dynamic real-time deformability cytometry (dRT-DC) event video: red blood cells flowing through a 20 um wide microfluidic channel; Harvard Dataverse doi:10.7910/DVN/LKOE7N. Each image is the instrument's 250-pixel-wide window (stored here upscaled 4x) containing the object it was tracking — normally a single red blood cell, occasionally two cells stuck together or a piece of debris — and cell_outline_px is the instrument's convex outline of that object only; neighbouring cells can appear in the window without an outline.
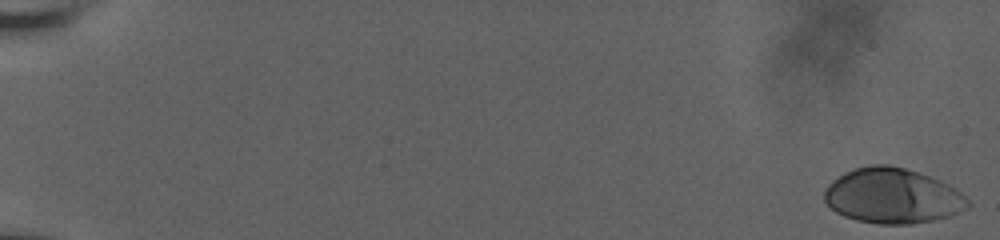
{"species": "human", "species_latin": "Homo sapiens", "temperature_condition": "room temperature", "stored_images_in_passage": 59, "camera_frame_rate_fps": 3000, "um_per_image_px": 0.085, "donor": {"sex": "male"}, "frame": {"image": 1, "passage_image": 1, "time_ms": 0.0, "image_size_px": [1000, 240], "cell_outline_px": [[972, 204], [968, 208], [960, 212], [948, 216], [932, 220], [912, 224], [880, 224], [856, 220], [844, 216], [836, 212], [824, 200], [824, 192], [828, 184], [832, 180], [844, 172], [868, 164], [888, 164], [920, 172], [940, 180], [956, 188]], "centroid_in_image_um": [75.87, 16.64], "position_along_channel_um": 9.1, "area_um2": 46.36}}
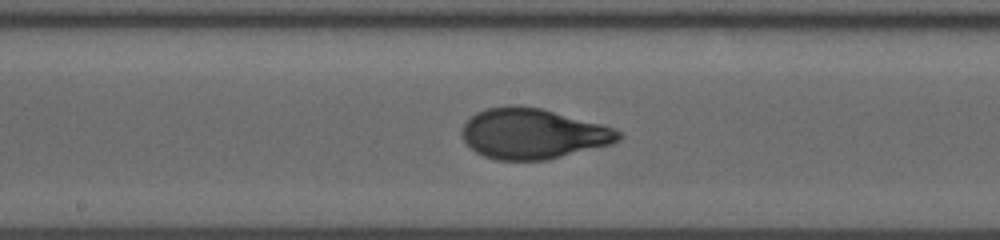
{"frame": {"image": 2, "passage_image": 34, "time_ms": 11.0, "image_size_px": [1000, 240], "cell_outline_px": [[624, 136], [620, 140], [612, 144], [548, 160], [496, 160], [484, 156], [476, 152], [464, 140], [460, 132], [464, 124], [476, 112], [488, 108], [508, 104], [540, 108], [616, 128]], "centroid_in_image_um": [45.31, 11.37], "position_along_channel_um": 202.9, "area_um2": 46.07}}
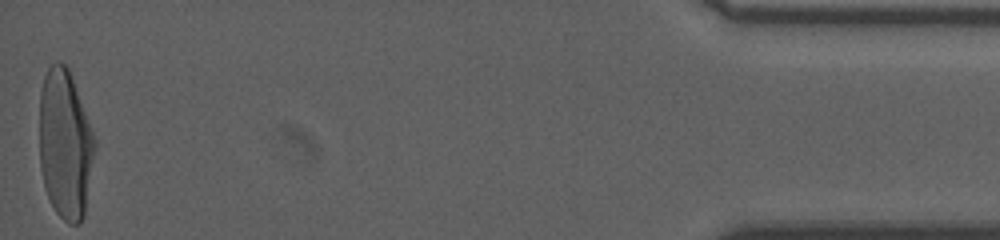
{"frame": {"image": 3, "passage_image": 59, "time_ms": 19.333, "image_size_px": [1000, 240], "cell_outline_px": [[96, 148], [84, 216], [80, 224], [68, 224], [56, 212], [44, 188], [40, 168], [40, 92], [44, 76], [48, 68], [56, 60], [60, 60], [68, 68], [92, 128], [96, 140]], "centroid_in_image_um": [5.54, 12.28], "position_along_channel_um": 429.7, "area_um2": 48.44}, "authors_computed_cell_mechanics": {"area_um2": 44.9106, "velocity_mm_per_s": 3.7033, "shape_relaxation_time_tau1_ms": 4.2943, "shape_relaxation_time_tau2_ms": null, "deformation_change_tau1": 0.1878, "deformation_change_tau2": null}}